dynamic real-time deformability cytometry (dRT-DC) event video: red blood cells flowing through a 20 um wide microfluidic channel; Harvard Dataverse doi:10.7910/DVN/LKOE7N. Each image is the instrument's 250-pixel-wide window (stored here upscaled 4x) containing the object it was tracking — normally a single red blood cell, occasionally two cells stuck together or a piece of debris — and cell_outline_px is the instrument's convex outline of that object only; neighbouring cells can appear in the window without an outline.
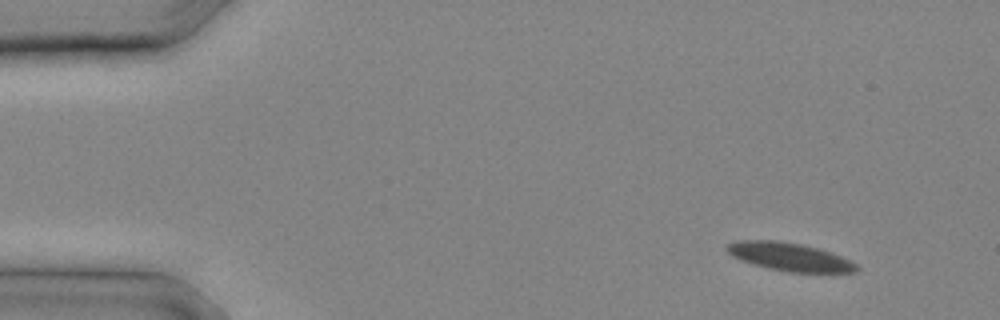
{"species": "common noctule bat (a hibernating species)", "species_latin": "Nyctalus noctula", "temperature_condition": "cold", "stored_images_in_passage": 8, "camera_frame_rate_fps": 3000, "um_per_image_px": 0.085, "animal": {"sex": "male", "body_mass_g": 20.4}, "frame": {"image": 1, "passage_image": 2, "time_ms": 0.333, "image_size_px": [1000, 320], "cell_outline_px": [[860, 268], [856, 272], [788, 272], [768, 268], [752, 264], [740, 260], [732, 256], [724, 248], [728, 244], [736, 240], [776, 240], [800, 244], [816, 248], [840, 256], [856, 264]], "centroid_in_image_um": [67.05, 21.83], "position_along_channel_um": 18.0, "area_um2": 21.1}}
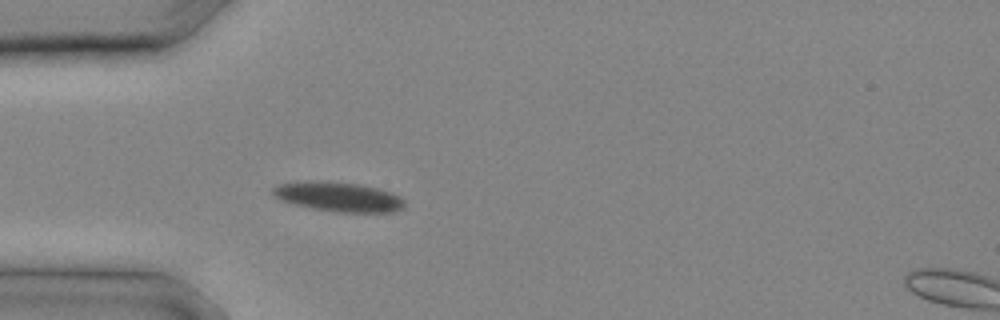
{"frame": {"image": 2, "passage_image": 7, "time_ms": 2.0, "image_size_px": [1000, 320], "cell_outline_px": [[404, 208], [392, 212], [336, 212], [312, 208], [280, 200], [272, 196], [272, 188], [276, 184], [308, 180], [356, 184], [376, 188], [400, 196], [404, 200]], "centroid_in_image_um": [28.72, 16.73], "position_along_channel_um": 56.3, "area_um2": 22.54}}